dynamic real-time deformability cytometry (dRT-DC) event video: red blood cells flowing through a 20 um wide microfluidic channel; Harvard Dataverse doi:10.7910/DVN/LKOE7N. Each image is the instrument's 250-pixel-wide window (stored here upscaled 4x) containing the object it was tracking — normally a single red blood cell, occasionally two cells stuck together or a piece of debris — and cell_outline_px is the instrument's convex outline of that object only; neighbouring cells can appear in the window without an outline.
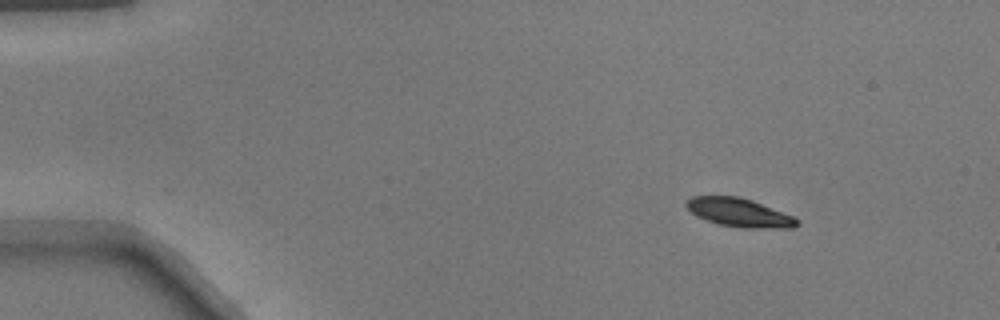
{"species": "common noctule bat (a hibernating species)", "species_latin": "Nyctalus noctula", "temperature_condition": "warm", "stored_images_in_passage": 45, "camera_frame_rate_fps": 3000, "um_per_image_px": 0.085, "animal": {"sex": "male", "body_mass_g": 17.9}, "frame": {"image": 1, "passage_image": 1, "time_ms": 0.0, "image_size_px": [1000, 320], "cell_outline_px": [[800, 224], [792, 228], [740, 228], [720, 224], [696, 216], [684, 204], [692, 196], [740, 196], [752, 200], [792, 216], [800, 220]], "centroid_in_image_um": [62.85, 18.07], "position_along_channel_um": 22.1, "area_um2": 18.32}}
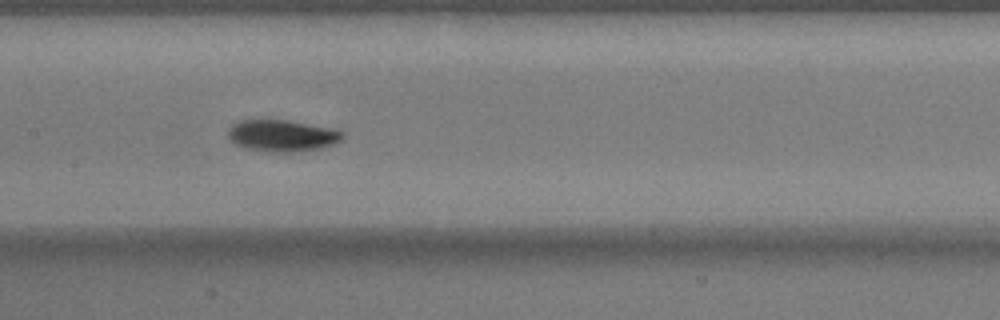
{"frame": {"image": 2, "passage_image": 20, "time_ms": 6.333, "image_size_px": [1000, 320], "cell_outline_px": [[344, 136], [340, 140], [324, 148], [292, 152], [268, 152], [244, 148], [228, 140], [228, 128], [232, 124], [240, 120], [284, 120], [328, 128], [344, 132]], "centroid_in_image_um": [23.92, 11.55], "position_along_channel_um": 183.5, "area_um2": 21.04}}
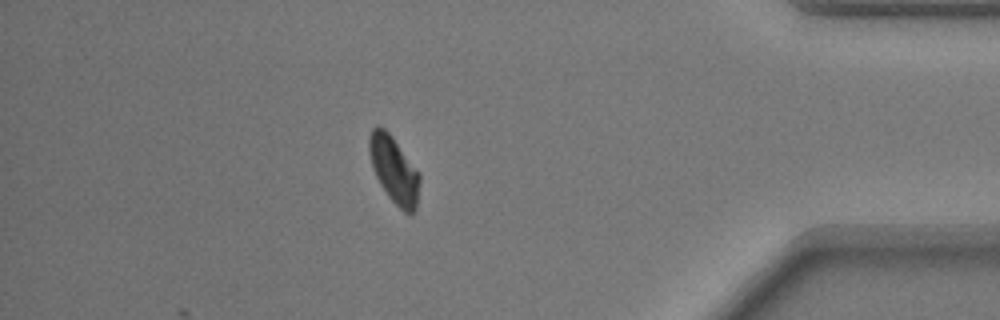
{"frame": {"image": 3, "passage_image": 39, "time_ms": 12.667, "image_size_px": [1000, 320], "cell_outline_px": [[420, 180], [416, 208], [408, 216], [388, 196], [380, 184], [372, 168], [368, 152], [368, 136], [372, 128], [376, 124], [380, 124], [392, 136], [420, 172]], "centroid_in_image_um": [33.47, 14.39], "position_along_channel_um": 401.7, "area_um2": 19.94}}